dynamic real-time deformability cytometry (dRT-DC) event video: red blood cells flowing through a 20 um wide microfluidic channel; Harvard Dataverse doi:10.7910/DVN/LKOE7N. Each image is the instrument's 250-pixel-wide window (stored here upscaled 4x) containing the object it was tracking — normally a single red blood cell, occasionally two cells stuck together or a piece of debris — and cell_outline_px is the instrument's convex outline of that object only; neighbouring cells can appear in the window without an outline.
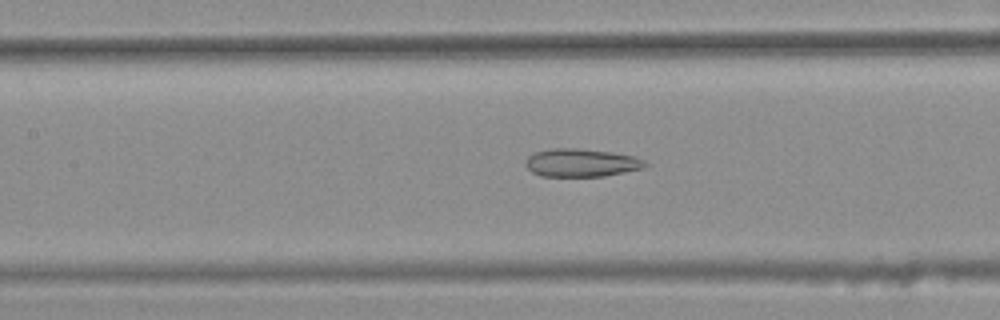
{"species": "common noctule bat (a hibernating species)", "species_latin": "Nyctalus noctula", "temperature_condition": "warm", "stored_images_in_passage": 48, "camera_frame_rate_fps": 3000, "um_per_image_px": 0.085, "animal": {"sex": "female", "body_mass_g": 25.1}, "frame": {"image": 1, "passage_image": 24, "time_ms": 7.667, "image_size_px": [1000, 320], "cell_outline_px": [[648, 164], [644, 168], [604, 176], [540, 176], [532, 172], [524, 164], [524, 160], [528, 156], [536, 152], [552, 148], [580, 148], [612, 152], [632, 156], [644, 160]], "centroid_in_image_um": [49.38, 13.83], "position_along_channel_um": 158.0, "area_um2": 19.59}}
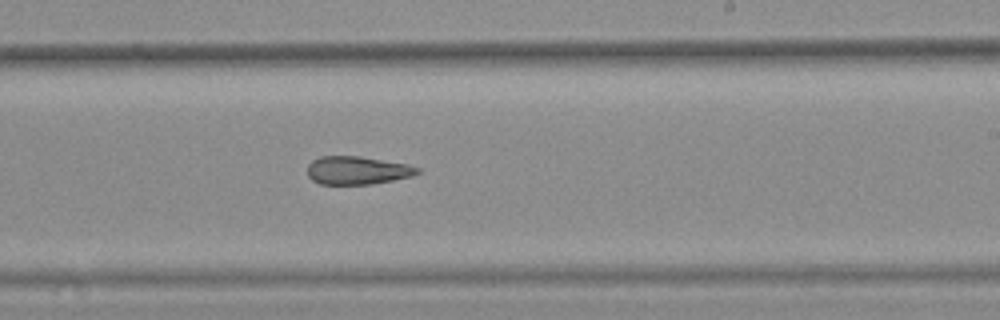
{"frame": {"image": 2, "passage_image": 32, "time_ms": 10.333, "image_size_px": [1000, 320], "cell_outline_px": [[420, 172], [412, 176], [372, 184], [320, 184], [312, 180], [308, 176], [308, 164], [312, 160], [320, 156], [360, 156], [408, 164], [420, 168]], "centroid_in_image_um": [30.36, 14.47], "position_along_channel_um": 258.6, "area_um2": 18.09}}
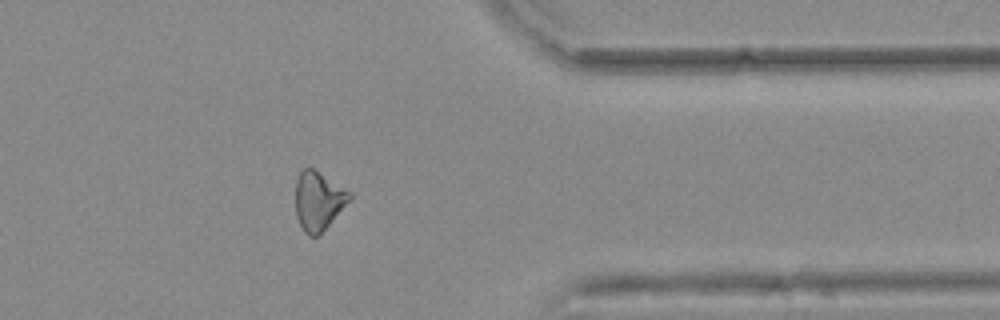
{"frame": {"image": 3, "passage_image": 43, "time_ms": 14.0, "image_size_px": [1000, 320], "cell_outline_px": [[352, 196], [328, 224], [316, 236], [308, 236], [304, 232], [296, 216], [296, 180], [300, 172], [304, 168], [312, 168], [352, 192]], "centroid_in_image_um": [27.03, 17.05], "position_along_channel_um": 384.4, "area_um2": 17.98}, "authors_computed_cell_mechanics": {"area_um2": 19.3919, "velocity_mm_per_s": 3.7851, "shape_relaxation_time_tau1_ms": null, "shape_relaxation_time_tau2_ms": 5.1025, "deformation_change_tau1": null, "deformation_change_tau2": 0.164}}